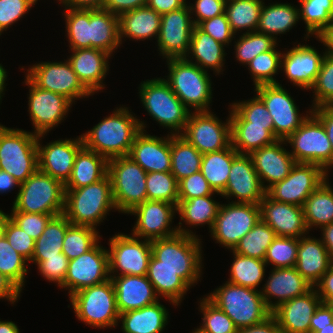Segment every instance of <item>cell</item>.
<instances>
[{
  "label": "cell",
  "instance_id": "6da1fadb",
  "mask_svg": "<svg viewBox=\"0 0 333 333\" xmlns=\"http://www.w3.org/2000/svg\"><path fill=\"white\" fill-rule=\"evenodd\" d=\"M128 107H116L110 116L104 117L85 134H81L83 146L107 160L128 156L136 135L146 131V124L140 121Z\"/></svg>",
  "mask_w": 333,
  "mask_h": 333
},
{
  "label": "cell",
  "instance_id": "7a4b0ae2",
  "mask_svg": "<svg viewBox=\"0 0 333 333\" xmlns=\"http://www.w3.org/2000/svg\"><path fill=\"white\" fill-rule=\"evenodd\" d=\"M116 210L111 180L107 174L96 183L78 189H65L64 211L72 225L90 226L97 229L104 218Z\"/></svg>",
  "mask_w": 333,
  "mask_h": 333
},
{
  "label": "cell",
  "instance_id": "3957f363",
  "mask_svg": "<svg viewBox=\"0 0 333 333\" xmlns=\"http://www.w3.org/2000/svg\"><path fill=\"white\" fill-rule=\"evenodd\" d=\"M202 239L185 234L151 241L152 254L158 265L173 269L190 287L198 283L202 274Z\"/></svg>",
  "mask_w": 333,
  "mask_h": 333
},
{
  "label": "cell",
  "instance_id": "277c9868",
  "mask_svg": "<svg viewBox=\"0 0 333 333\" xmlns=\"http://www.w3.org/2000/svg\"><path fill=\"white\" fill-rule=\"evenodd\" d=\"M166 62L169 74L164 80L182 103L194 112L211 111L213 87L209 73L186 58H170Z\"/></svg>",
  "mask_w": 333,
  "mask_h": 333
},
{
  "label": "cell",
  "instance_id": "5b68a950",
  "mask_svg": "<svg viewBox=\"0 0 333 333\" xmlns=\"http://www.w3.org/2000/svg\"><path fill=\"white\" fill-rule=\"evenodd\" d=\"M207 298L227 314L238 329L261 323L272 314L261 290L228 281L208 294Z\"/></svg>",
  "mask_w": 333,
  "mask_h": 333
},
{
  "label": "cell",
  "instance_id": "8992f818",
  "mask_svg": "<svg viewBox=\"0 0 333 333\" xmlns=\"http://www.w3.org/2000/svg\"><path fill=\"white\" fill-rule=\"evenodd\" d=\"M139 97L148 115L170 135H181L192 112L172 91L164 78H152L140 83Z\"/></svg>",
  "mask_w": 333,
  "mask_h": 333
},
{
  "label": "cell",
  "instance_id": "52a82bcc",
  "mask_svg": "<svg viewBox=\"0 0 333 333\" xmlns=\"http://www.w3.org/2000/svg\"><path fill=\"white\" fill-rule=\"evenodd\" d=\"M64 184L39 169L20 184L11 211L61 215L64 211Z\"/></svg>",
  "mask_w": 333,
  "mask_h": 333
},
{
  "label": "cell",
  "instance_id": "ba28073f",
  "mask_svg": "<svg viewBox=\"0 0 333 333\" xmlns=\"http://www.w3.org/2000/svg\"><path fill=\"white\" fill-rule=\"evenodd\" d=\"M38 135L23 129L0 127V169L23 183L38 170Z\"/></svg>",
  "mask_w": 333,
  "mask_h": 333
},
{
  "label": "cell",
  "instance_id": "9c48e42d",
  "mask_svg": "<svg viewBox=\"0 0 333 333\" xmlns=\"http://www.w3.org/2000/svg\"><path fill=\"white\" fill-rule=\"evenodd\" d=\"M77 319L93 328H113L119 323L115 289L111 279L74 293L70 298Z\"/></svg>",
  "mask_w": 333,
  "mask_h": 333
},
{
  "label": "cell",
  "instance_id": "30bf717a",
  "mask_svg": "<svg viewBox=\"0 0 333 333\" xmlns=\"http://www.w3.org/2000/svg\"><path fill=\"white\" fill-rule=\"evenodd\" d=\"M108 175L116 211L128 214L147 200V172L129 155L109 159Z\"/></svg>",
  "mask_w": 333,
  "mask_h": 333
},
{
  "label": "cell",
  "instance_id": "8fae6325",
  "mask_svg": "<svg viewBox=\"0 0 333 333\" xmlns=\"http://www.w3.org/2000/svg\"><path fill=\"white\" fill-rule=\"evenodd\" d=\"M285 141L291 145L290 154L296 163L316 164L327 173L333 168L331 142L322 122L313 113Z\"/></svg>",
  "mask_w": 333,
  "mask_h": 333
},
{
  "label": "cell",
  "instance_id": "7c38bea8",
  "mask_svg": "<svg viewBox=\"0 0 333 333\" xmlns=\"http://www.w3.org/2000/svg\"><path fill=\"white\" fill-rule=\"evenodd\" d=\"M254 91L271 115L277 140H286L312 113L311 108L307 114L301 115L294 98L280 83L259 85L254 87Z\"/></svg>",
  "mask_w": 333,
  "mask_h": 333
},
{
  "label": "cell",
  "instance_id": "4fadbf2b",
  "mask_svg": "<svg viewBox=\"0 0 333 333\" xmlns=\"http://www.w3.org/2000/svg\"><path fill=\"white\" fill-rule=\"evenodd\" d=\"M108 245L110 277L146 275L152 256L150 240L118 233L109 239Z\"/></svg>",
  "mask_w": 333,
  "mask_h": 333
},
{
  "label": "cell",
  "instance_id": "5bb4252c",
  "mask_svg": "<svg viewBox=\"0 0 333 333\" xmlns=\"http://www.w3.org/2000/svg\"><path fill=\"white\" fill-rule=\"evenodd\" d=\"M26 76L38 87L60 94L72 103L93 94L82 84L67 59L39 62L26 69Z\"/></svg>",
  "mask_w": 333,
  "mask_h": 333
},
{
  "label": "cell",
  "instance_id": "9a60e30c",
  "mask_svg": "<svg viewBox=\"0 0 333 333\" xmlns=\"http://www.w3.org/2000/svg\"><path fill=\"white\" fill-rule=\"evenodd\" d=\"M260 206L256 204L234 203L221 204L211 237L231 251L260 219Z\"/></svg>",
  "mask_w": 333,
  "mask_h": 333
},
{
  "label": "cell",
  "instance_id": "2e32d148",
  "mask_svg": "<svg viewBox=\"0 0 333 333\" xmlns=\"http://www.w3.org/2000/svg\"><path fill=\"white\" fill-rule=\"evenodd\" d=\"M322 167L310 163H296L289 175L266 190L273 200L303 207L307 198L327 178Z\"/></svg>",
  "mask_w": 333,
  "mask_h": 333
},
{
  "label": "cell",
  "instance_id": "e0dca14e",
  "mask_svg": "<svg viewBox=\"0 0 333 333\" xmlns=\"http://www.w3.org/2000/svg\"><path fill=\"white\" fill-rule=\"evenodd\" d=\"M226 122L213 112H191L181 134L201 154L220 151L231 145V122Z\"/></svg>",
  "mask_w": 333,
  "mask_h": 333
},
{
  "label": "cell",
  "instance_id": "ac0fdd59",
  "mask_svg": "<svg viewBox=\"0 0 333 333\" xmlns=\"http://www.w3.org/2000/svg\"><path fill=\"white\" fill-rule=\"evenodd\" d=\"M78 258L69 260L64 283L69 298L76 292L110 279L108 249L98 244Z\"/></svg>",
  "mask_w": 333,
  "mask_h": 333
},
{
  "label": "cell",
  "instance_id": "d6986e66",
  "mask_svg": "<svg viewBox=\"0 0 333 333\" xmlns=\"http://www.w3.org/2000/svg\"><path fill=\"white\" fill-rule=\"evenodd\" d=\"M25 84L30 88L28 112L34 126V134H46L66 118L73 103L52 91L38 88L26 75Z\"/></svg>",
  "mask_w": 333,
  "mask_h": 333
},
{
  "label": "cell",
  "instance_id": "ffe728a7",
  "mask_svg": "<svg viewBox=\"0 0 333 333\" xmlns=\"http://www.w3.org/2000/svg\"><path fill=\"white\" fill-rule=\"evenodd\" d=\"M193 19L188 3L181 9L161 15L157 46L163 59L185 58L188 55L195 26Z\"/></svg>",
  "mask_w": 333,
  "mask_h": 333
},
{
  "label": "cell",
  "instance_id": "44dd1931",
  "mask_svg": "<svg viewBox=\"0 0 333 333\" xmlns=\"http://www.w3.org/2000/svg\"><path fill=\"white\" fill-rule=\"evenodd\" d=\"M176 213L177 206L172 203L146 200L128 213L137 216L131 235L150 241L174 236L179 233L171 225Z\"/></svg>",
  "mask_w": 333,
  "mask_h": 333
},
{
  "label": "cell",
  "instance_id": "7402d4cb",
  "mask_svg": "<svg viewBox=\"0 0 333 333\" xmlns=\"http://www.w3.org/2000/svg\"><path fill=\"white\" fill-rule=\"evenodd\" d=\"M44 136L40 134L37 138L38 169L65 184L70 178L76 154L83 147L82 137L59 139L42 145L40 140Z\"/></svg>",
  "mask_w": 333,
  "mask_h": 333
},
{
  "label": "cell",
  "instance_id": "603a6c76",
  "mask_svg": "<svg viewBox=\"0 0 333 333\" xmlns=\"http://www.w3.org/2000/svg\"><path fill=\"white\" fill-rule=\"evenodd\" d=\"M266 194L249 154H238L232 162L225 190L226 199L237 198L234 203L259 205Z\"/></svg>",
  "mask_w": 333,
  "mask_h": 333
},
{
  "label": "cell",
  "instance_id": "cb8c5ba5",
  "mask_svg": "<svg viewBox=\"0 0 333 333\" xmlns=\"http://www.w3.org/2000/svg\"><path fill=\"white\" fill-rule=\"evenodd\" d=\"M323 52L320 54L317 49L308 44L298 43L281 56V71L285 73L287 79L293 82L294 86H299L301 90H309L314 85L320 71L324 58Z\"/></svg>",
  "mask_w": 333,
  "mask_h": 333
},
{
  "label": "cell",
  "instance_id": "d4e9b609",
  "mask_svg": "<svg viewBox=\"0 0 333 333\" xmlns=\"http://www.w3.org/2000/svg\"><path fill=\"white\" fill-rule=\"evenodd\" d=\"M259 206L261 219L273 229L276 236L299 239L309 234L303 207L275 201L267 194Z\"/></svg>",
  "mask_w": 333,
  "mask_h": 333
},
{
  "label": "cell",
  "instance_id": "484cf974",
  "mask_svg": "<svg viewBox=\"0 0 333 333\" xmlns=\"http://www.w3.org/2000/svg\"><path fill=\"white\" fill-rule=\"evenodd\" d=\"M285 140H277L273 144L252 151L249 155L260 182L265 190L276 182L285 179L296 164L294 158L284 147ZM265 182L267 184L265 185Z\"/></svg>",
  "mask_w": 333,
  "mask_h": 333
},
{
  "label": "cell",
  "instance_id": "4316f807",
  "mask_svg": "<svg viewBox=\"0 0 333 333\" xmlns=\"http://www.w3.org/2000/svg\"><path fill=\"white\" fill-rule=\"evenodd\" d=\"M315 287L304 295L282 303L272 311V315L283 333H310L311 317L321 303Z\"/></svg>",
  "mask_w": 333,
  "mask_h": 333
},
{
  "label": "cell",
  "instance_id": "83f0119b",
  "mask_svg": "<svg viewBox=\"0 0 333 333\" xmlns=\"http://www.w3.org/2000/svg\"><path fill=\"white\" fill-rule=\"evenodd\" d=\"M270 273L262 287L261 295L271 312L282 303L304 295L313 287L295 267L272 268ZM272 298L276 301H272Z\"/></svg>",
  "mask_w": 333,
  "mask_h": 333
},
{
  "label": "cell",
  "instance_id": "f1b7e54d",
  "mask_svg": "<svg viewBox=\"0 0 333 333\" xmlns=\"http://www.w3.org/2000/svg\"><path fill=\"white\" fill-rule=\"evenodd\" d=\"M129 156L148 172H170V134L157 137L141 130L135 137Z\"/></svg>",
  "mask_w": 333,
  "mask_h": 333
},
{
  "label": "cell",
  "instance_id": "f546056e",
  "mask_svg": "<svg viewBox=\"0 0 333 333\" xmlns=\"http://www.w3.org/2000/svg\"><path fill=\"white\" fill-rule=\"evenodd\" d=\"M71 52L67 61L82 84L93 95L104 89L103 81L110 68L108 61L113 55L97 48L76 49Z\"/></svg>",
  "mask_w": 333,
  "mask_h": 333
},
{
  "label": "cell",
  "instance_id": "4dcf8cb0",
  "mask_svg": "<svg viewBox=\"0 0 333 333\" xmlns=\"http://www.w3.org/2000/svg\"><path fill=\"white\" fill-rule=\"evenodd\" d=\"M120 314L152 305L159 301L152 283L145 276L121 275L110 277Z\"/></svg>",
  "mask_w": 333,
  "mask_h": 333
},
{
  "label": "cell",
  "instance_id": "1f68e13d",
  "mask_svg": "<svg viewBox=\"0 0 333 333\" xmlns=\"http://www.w3.org/2000/svg\"><path fill=\"white\" fill-rule=\"evenodd\" d=\"M333 265L326 247L321 239L310 235L298 239L296 270L313 287Z\"/></svg>",
  "mask_w": 333,
  "mask_h": 333
},
{
  "label": "cell",
  "instance_id": "d6a6232c",
  "mask_svg": "<svg viewBox=\"0 0 333 333\" xmlns=\"http://www.w3.org/2000/svg\"><path fill=\"white\" fill-rule=\"evenodd\" d=\"M224 47L227 46L217 42L212 36L195 25L191 35L190 49L185 58L201 69L208 72L210 68L216 75H219L224 71L223 67L227 54Z\"/></svg>",
  "mask_w": 333,
  "mask_h": 333
},
{
  "label": "cell",
  "instance_id": "836d02e7",
  "mask_svg": "<svg viewBox=\"0 0 333 333\" xmlns=\"http://www.w3.org/2000/svg\"><path fill=\"white\" fill-rule=\"evenodd\" d=\"M161 26V15L148 6L139 7L119 16V38L123 37L136 41L158 39Z\"/></svg>",
  "mask_w": 333,
  "mask_h": 333
},
{
  "label": "cell",
  "instance_id": "e575fe53",
  "mask_svg": "<svg viewBox=\"0 0 333 333\" xmlns=\"http://www.w3.org/2000/svg\"><path fill=\"white\" fill-rule=\"evenodd\" d=\"M212 196L196 197L189 200H178L177 213H179L180 222L177 226L180 234L198 237L191 230L182 227V221L191 226H202L207 224L211 231L217 217L220 202L213 200Z\"/></svg>",
  "mask_w": 333,
  "mask_h": 333
},
{
  "label": "cell",
  "instance_id": "d590c367",
  "mask_svg": "<svg viewBox=\"0 0 333 333\" xmlns=\"http://www.w3.org/2000/svg\"><path fill=\"white\" fill-rule=\"evenodd\" d=\"M108 174V160L95 151L82 147L76 154L65 189H78L96 183Z\"/></svg>",
  "mask_w": 333,
  "mask_h": 333
},
{
  "label": "cell",
  "instance_id": "8d00e7d4",
  "mask_svg": "<svg viewBox=\"0 0 333 333\" xmlns=\"http://www.w3.org/2000/svg\"><path fill=\"white\" fill-rule=\"evenodd\" d=\"M169 312L159 301L119 315L123 333H162L168 324Z\"/></svg>",
  "mask_w": 333,
  "mask_h": 333
},
{
  "label": "cell",
  "instance_id": "74e56055",
  "mask_svg": "<svg viewBox=\"0 0 333 333\" xmlns=\"http://www.w3.org/2000/svg\"><path fill=\"white\" fill-rule=\"evenodd\" d=\"M146 276L152 283L156 295L169 300L174 306L182 302L184 295L191 288L173 269L158 265V259L153 254Z\"/></svg>",
  "mask_w": 333,
  "mask_h": 333
},
{
  "label": "cell",
  "instance_id": "f35d334b",
  "mask_svg": "<svg viewBox=\"0 0 333 333\" xmlns=\"http://www.w3.org/2000/svg\"><path fill=\"white\" fill-rule=\"evenodd\" d=\"M91 48L115 53L120 47L119 17L104 9H90Z\"/></svg>",
  "mask_w": 333,
  "mask_h": 333
},
{
  "label": "cell",
  "instance_id": "ab89813d",
  "mask_svg": "<svg viewBox=\"0 0 333 333\" xmlns=\"http://www.w3.org/2000/svg\"><path fill=\"white\" fill-rule=\"evenodd\" d=\"M290 3H270L262 6L257 32L277 40V35L289 32L300 20L299 8Z\"/></svg>",
  "mask_w": 333,
  "mask_h": 333
},
{
  "label": "cell",
  "instance_id": "60d3db41",
  "mask_svg": "<svg viewBox=\"0 0 333 333\" xmlns=\"http://www.w3.org/2000/svg\"><path fill=\"white\" fill-rule=\"evenodd\" d=\"M274 129L271 126L251 125V122H231V145L239 154L273 144Z\"/></svg>",
  "mask_w": 333,
  "mask_h": 333
},
{
  "label": "cell",
  "instance_id": "b9f144b4",
  "mask_svg": "<svg viewBox=\"0 0 333 333\" xmlns=\"http://www.w3.org/2000/svg\"><path fill=\"white\" fill-rule=\"evenodd\" d=\"M327 178L307 198L303 209L308 230L333 223V188Z\"/></svg>",
  "mask_w": 333,
  "mask_h": 333
},
{
  "label": "cell",
  "instance_id": "7bdbcfd3",
  "mask_svg": "<svg viewBox=\"0 0 333 333\" xmlns=\"http://www.w3.org/2000/svg\"><path fill=\"white\" fill-rule=\"evenodd\" d=\"M238 154L232 145L203 154L200 171L215 192L221 194L225 190L233 159Z\"/></svg>",
  "mask_w": 333,
  "mask_h": 333
},
{
  "label": "cell",
  "instance_id": "ee69618b",
  "mask_svg": "<svg viewBox=\"0 0 333 333\" xmlns=\"http://www.w3.org/2000/svg\"><path fill=\"white\" fill-rule=\"evenodd\" d=\"M171 173L177 181L201 170L203 154L181 135H170Z\"/></svg>",
  "mask_w": 333,
  "mask_h": 333
},
{
  "label": "cell",
  "instance_id": "f6af8a7d",
  "mask_svg": "<svg viewBox=\"0 0 333 333\" xmlns=\"http://www.w3.org/2000/svg\"><path fill=\"white\" fill-rule=\"evenodd\" d=\"M70 225V221L64 214L52 217L45 226L43 233L35 241L31 261H43L46 257H53L62 253L64 237Z\"/></svg>",
  "mask_w": 333,
  "mask_h": 333
},
{
  "label": "cell",
  "instance_id": "bcb514c9",
  "mask_svg": "<svg viewBox=\"0 0 333 333\" xmlns=\"http://www.w3.org/2000/svg\"><path fill=\"white\" fill-rule=\"evenodd\" d=\"M300 20L305 23L306 34L320 37L332 23L333 0H298Z\"/></svg>",
  "mask_w": 333,
  "mask_h": 333
},
{
  "label": "cell",
  "instance_id": "7dc6e473",
  "mask_svg": "<svg viewBox=\"0 0 333 333\" xmlns=\"http://www.w3.org/2000/svg\"><path fill=\"white\" fill-rule=\"evenodd\" d=\"M263 4V0H227L224 13L232 31H256Z\"/></svg>",
  "mask_w": 333,
  "mask_h": 333
},
{
  "label": "cell",
  "instance_id": "c3c4849f",
  "mask_svg": "<svg viewBox=\"0 0 333 333\" xmlns=\"http://www.w3.org/2000/svg\"><path fill=\"white\" fill-rule=\"evenodd\" d=\"M233 262L230 267V278L228 282L253 288L256 290L265 277V267L267 264L264 260L252 258L237 254L232 251Z\"/></svg>",
  "mask_w": 333,
  "mask_h": 333
},
{
  "label": "cell",
  "instance_id": "681fc988",
  "mask_svg": "<svg viewBox=\"0 0 333 333\" xmlns=\"http://www.w3.org/2000/svg\"><path fill=\"white\" fill-rule=\"evenodd\" d=\"M276 237L273 229L261 218L255 226L243 236L232 250L237 254L264 260L268 247Z\"/></svg>",
  "mask_w": 333,
  "mask_h": 333
},
{
  "label": "cell",
  "instance_id": "f907efd6",
  "mask_svg": "<svg viewBox=\"0 0 333 333\" xmlns=\"http://www.w3.org/2000/svg\"><path fill=\"white\" fill-rule=\"evenodd\" d=\"M66 35L71 50L91 48L90 9L65 7Z\"/></svg>",
  "mask_w": 333,
  "mask_h": 333
},
{
  "label": "cell",
  "instance_id": "816d5d0a",
  "mask_svg": "<svg viewBox=\"0 0 333 333\" xmlns=\"http://www.w3.org/2000/svg\"><path fill=\"white\" fill-rule=\"evenodd\" d=\"M28 261L20 255L0 232V272L3 273L21 292L28 273Z\"/></svg>",
  "mask_w": 333,
  "mask_h": 333
},
{
  "label": "cell",
  "instance_id": "f5cc1de1",
  "mask_svg": "<svg viewBox=\"0 0 333 333\" xmlns=\"http://www.w3.org/2000/svg\"><path fill=\"white\" fill-rule=\"evenodd\" d=\"M99 231L90 226L70 225L67 228L62 253L69 260L89 251L100 239Z\"/></svg>",
  "mask_w": 333,
  "mask_h": 333
},
{
  "label": "cell",
  "instance_id": "db71d44e",
  "mask_svg": "<svg viewBox=\"0 0 333 333\" xmlns=\"http://www.w3.org/2000/svg\"><path fill=\"white\" fill-rule=\"evenodd\" d=\"M277 45L267 52L257 55L246 66L253 79L254 87L264 84H278L274 78L281 67V51H277Z\"/></svg>",
  "mask_w": 333,
  "mask_h": 333
},
{
  "label": "cell",
  "instance_id": "11a10c76",
  "mask_svg": "<svg viewBox=\"0 0 333 333\" xmlns=\"http://www.w3.org/2000/svg\"><path fill=\"white\" fill-rule=\"evenodd\" d=\"M242 34L234 45L235 58L242 65H247L257 55L272 50L278 45L273 37L257 31Z\"/></svg>",
  "mask_w": 333,
  "mask_h": 333
},
{
  "label": "cell",
  "instance_id": "9f6ffc18",
  "mask_svg": "<svg viewBox=\"0 0 333 333\" xmlns=\"http://www.w3.org/2000/svg\"><path fill=\"white\" fill-rule=\"evenodd\" d=\"M230 106V122H251V125L273 128L271 115L257 95L250 100L233 102Z\"/></svg>",
  "mask_w": 333,
  "mask_h": 333
},
{
  "label": "cell",
  "instance_id": "6f0895ef",
  "mask_svg": "<svg viewBox=\"0 0 333 333\" xmlns=\"http://www.w3.org/2000/svg\"><path fill=\"white\" fill-rule=\"evenodd\" d=\"M147 200L164 201L178 206V181L171 172H148Z\"/></svg>",
  "mask_w": 333,
  "mask_h": 333
},
{
  "label": "cell",
  "instance_id": "680465c9",
  "mask_svg": "<svg viewBox=\"0 0 333 333\" xmlns=\"http://www.w3.org/2000/svg\"><path fill=\"white\" fill-rule=\"evenodd\" d=\"M298 238L276 236L268 247L264 261L272 268L295 267Z\"/></svg>",
  "mask_w": 333,
  "mask_h": 333
},
{
  "label": "cell",
  "instance_id": "91938a15",
  "mask_svg": "<svg viewBox=\"0 0 333 333\" xmlns=\"http://www.w3.org/2000/svg\"><path fill=\"white\" fill-rule=\"evenodd\" d=\"M199 311L203 314L202 325L199 326L207 333H237L234 322L206 296L200 299Z\"/></svg>",
  "mask_w": 333,
  "mask_h": 333
},
{
  "label": "cell",
  "instance_id": "94428289",
  "mask_svg": "<svg viewBox=\"0 0 333 333\" xmlns=\"http://www.w3.org/2000/svg\"><path fill=\"white\" fill-rule=\"evenodd\" d=\"M0 232L20 255L28 262L31 261L36 240L24 232L2 210H0Z\"/></svg>",
  "mask_w": 333,
  "mask_h": 333
},
{
  "label": "cell",
  "instance_id": "6125c7cd",
  "mask_svg": "<svg viewBox=\"0 0 333 333\" xmlns=\"http://www.w3.org/2000/svg\"><path fill=\"white\" fill-rule=\"evenodd\" d=\"M310 90L313 91L312 109L330 105L333 101V55L326 52L321 63L316 81Z\"/></svg>",
  "mask_w": 333,
  "mask_h": 333
},
{
  "label": "cell",
  "instance_id": "be15d7a7",
  "mask_svg": "<svg viewBox=\"0 0 333 333\" xmlns=\"http://www.w3.org/2000/svg\"><path fill=\"white\" fill-rule=\"evenodd\" d=\"M214 194L220 195L213 190L201 171L178 181V200H189Z\"/></svg>",
  "mask_w": 333,
  "mask_h": 333
},
{
  "label": "cell",
  "instance_id": "e7e4bbea",
  "mask_svg": "<svg viewBox=\"0 0 333 333\" xmlns=\"http://www.w3.org/2000/svg\"><path fill=\"white\" fill-rule=\"evenodd\" d=\"M38 0H0V35L28 13Z\"/></svg>",
  "mask_w": 333,
  "mask_h": 333
},
{
  "label": "cell",
  "instance_id": "03108f58",
  "mask_svg": "<svg viewBox=\"0 0 333 333\" xmlns=\"http://www.w3.org/2000/svg\"><path fill=\"white\" fill-rule=\"evenodd\" d=\"M37 265V269L40 275L46 278L49 282L61 286L64 283V279L67 273L69 259L63 253L57 254V256L46 257L43 261H30Z\"/></svg>",
  "mask_w": 333,
  "mask_h": 333
},
{
  "label": "cell",
  "instance_id": "003e7915",
  "mask_svg": "<svg viewBox=\"0 0 333 333\" xmlns=\"http://www.w3.org/2000/svg\"><path fill=\"white\" fill-rule=\"evenodd\" d=\"M7 216L30 237L37 240L43 233L49 220L55 215L11 211Z\"/></svg>",
  "mask_w": 333,
  "mask_h": 333
},
{
  "label": "cell",
  "instance_id": "a7ac6f4b",
  "mask_svg": "<svg viewBox=\"0 0 333 333\" xmlns=\"http://www.w3.org/2000/svg\"><path fill=\"white\" fill-rule=\"evenodd\" d=\"M198 27L225 46H229L233 38L235 40L236 34L232 31L225 13L202 21Z\"/></svg>",
  "mask_w": 333,
  "mask_h": 333
},
{
  "label": "cell",
  "instance_id": "89a4df30",
  "mask_svg": "<svg viewBox=\"0 0 333 333\" xmlns=\"http://www.w3.org/2000/svg\"><path fill=\"white\" fill-rule=\"evenodd\" d=\"M227 0H195V3H189L194 25L198 26L202 21L224 14ZM194 13V14H193Z\"/></svg>",
  "mask_w": 333,
  "mask_h": 333
},
{
  "label": "cell",
  "instance_id": "2644e50d",
  "mask_svg": "<svg viewBox=\"0 0 333 333\" xmlns=\"http://www.w3.org/2000/svg\"><path fill=\"white\" fill-rule=\"evenodd\" d=\"M333 323V304L321 302L311 317L310 333L319 331V327H325Z\"/></svg>",
  "mask_w": 333,
  "mask_h": 333
},
{
  "label": "cell",
  "instance_id": "8c879c8a",
  "mask_svg": "<svg viewBox=\"0 0 333 333\" xmlns=\"http://www.w3.org/2000/svg\"><path fill=\"white\" fill-rule=\"evenodd\" d=\"M148 0H104L102 9L120 16L128 11L147 6Z\"/></svg>",
  "mask_w": 333,
  "mask_h": 333
},
{
  "label": "cell",
  "instance_id": "753ad0ef",
  "mask_svg": "<svg viewBox=\"0 0 333 333\" xmlns=\"http://www.w3.org/2000/svg\"><path fill=\"white\" fill-rule=\"evenodd\" d=\"M315 288L323 303L333 304V265L322 276Z\"/></svg>",
  "mask_w": 333,
  "mask_h": 333
},
{
  "label": "cell",
  "instance_id": "34e18365",
  "mask_svg": "<svg viewBox=\"0 0 333 333\" xmlns=\"http://www.w3.org/2000/svg\"><path fill=\"white\" fill-rule=\"evenodd\" d=\"M312 113L322 122L333 152V108L329 105L318 106L312 109Z\"/></svg>",
  "mask_w": 333,
  "mask_h": 333
},
{
  "label": "cell",
  "instance_id": "11e5206c",
  "mask_svg": "<svg viewBox=\"0 0 333 333\" xmlns=\"http://www.w3.org/2000/svg\"><path fill=\"white\" fill-rule=\"evenodd\" d=\"M237 333H283L277 320L271 314L263 322L244 328H239Z\"/></svg>",
  "mask_w": 333,
  "mask_h": 333
},
{
  "label": "cell",
  "instance_id": "2a66077c",
  "mask_svg": "<svg viewBox=\"0 0 333 333\" xmlns=\"http://www.w3.org/2000/svg\"><path fill=\"white\" fill-rule=\"evenodd\" d=\"M186 4V0H148L147 2V6L160 15L181 9Z\"/></svg>",
  "mask_w": 333,
  "mask_h": 333
},
{
  "label": "cell",
  "instance_id": "b9fcfbb0",
  "mask_svg": "<svg viewBox=\"0 0 333 333\" xmlns=\"http://www.w3.org/2000/svg\"><path fill=\"white\" fill-rule=\"evenodd\" d=\"M21 291L0 272V299H6L11 304L18 302Z\"/></svg>",
  "mask_w": 333,
  "mask_h": 333
},
{
  "label": "cell",
  "instance_id": "09005b40",
  "mask_svg": "<svg viewBox=\"0 0 333 333\" xmlns=\"http://www.w3.org/2000/svg\"><path fill=\"white\" fill-rule=\"evenodd\" d=\"M62 7L73 9H102L104 0H58Z\"/></svg>",
  "mask_w": 333,
  "mask_h": 333
},
{
  "label": "cell",
  "instance_id": "979ff035",
  "mask_svg": "<svg viewBox=\"0 0 333 333\" xmlns=\"http://www.w3.org/2000/svg\"><path fill=\"white\" fill-rule=\"evenodd\" d=\"M322 236H321V242L324 244V246L327 249V252L329 253L330 259L333 263V223H330L328 225H325L320 228Z\"/></svg>",
  "mask_w": 333,
  "mask_h": 333
},
{
  "label": "cell",
  "instance_id": "deb4b68c",
  "mask_svg": "<svg viewBox=\"0 0 333 333\" xmlns=\"http://www.w3.org/2000/svg\"><path fill=\"white\" fill-rule=\"evenodd\" d=\"M20 184L12 175L0 169V194L10 192L15 187L20 188Z\"/></svg>",
  "mask_w": 333,
  "mask_h": 333
},
{
  "label": "cell",
  "instance_id": "67dfc351",
  "mask_svg": "<svg viewBox=\"0 0 333 333\" xmlns=\"http://www.w3.org/2000/svg\"><path fill=\"white\" fill-rule=\"evenodd\" d=\"M326 48L327 52L333 55V27H329L320 37H315Z\"/></svg>",
  "mask_w": 333,
  "mask_h": 333
},
{
  "label": "cell",
  "instance_id": "b62a3aed",
  "mask_svg": "<svg viewBox=\"0 0 333 333\" xmlns=\"http://www.w3.org/2000/svg\"><path fill=\"white\" fill-rule=\"evenodd\" d=\"M0 333H20V331L14 322L0 321Z\"/></svg>",
  "mask_w": 333,
  "mask_h": 333
},
{
  "label": "cell",
  "instance_id": "603ad722",
  "mask_svg": "<svg viewBox=\"0 0 333 333\" xmlns=\"http://www.w3.org/2000/svg\"><path fill=\"white\" fill-rule=\"evenodd\" d=\"M7 71L6 69L2 66V64L0 63V102L2 99V96L4 95L3 92H5V81H7Z\"/></svg>",
  "mask_w": 333,
  "mask_h": 333
},
{
  "label": "cell",
  "instance_id": "5803f987",
  "mask_svg": "<svg viewBox=\"0 0 333 333\" xmlns=\"http://www.w3.org/2000/svg\"><path fill=\"white\" fill-rule=\"evenodd\" d=\"M316 333H333V323L325 327H319V331Z\"/></svg>",
  "mask_w": 333,
  "mask_h": 333
}]
</instances>
